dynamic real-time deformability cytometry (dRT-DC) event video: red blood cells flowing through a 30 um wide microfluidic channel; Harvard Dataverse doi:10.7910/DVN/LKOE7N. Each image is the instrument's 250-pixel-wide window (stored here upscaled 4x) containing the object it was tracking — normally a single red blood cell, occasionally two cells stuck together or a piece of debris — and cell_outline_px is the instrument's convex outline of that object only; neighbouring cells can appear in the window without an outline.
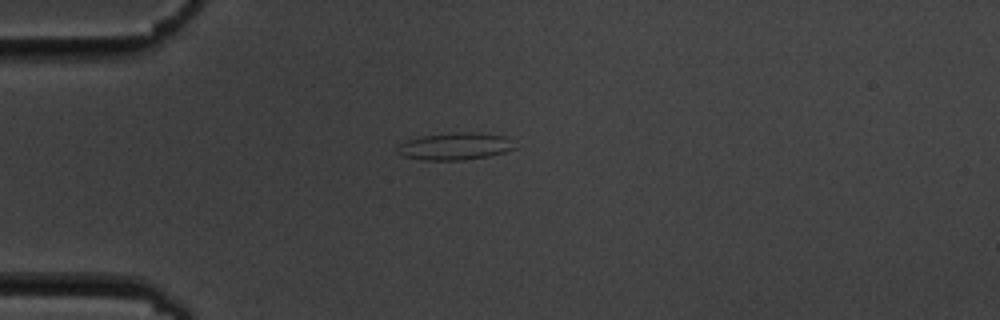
{"species": "common noctule bat (a hibernating species)", "species_latin": "Nyctalus noctula", "temperature_condition": "cold", "stored_images_in_passage": 12, "camera_frame_rate_fps": 3000, "um_per_image_px": 0.085, "animal": {"sex": "male", "body_mass_g": 19.5, "forearm_length_mm": 54.6}, "frame": {"image": 1, "passage_image": 1, "time_ms": 0.0, "image_size_px": [1000, 320], "cell_outline_px": [[516, 148], [504, 152], [488, 156], [464, 160], [424, 160], [404, 156], [396, 152], [396, 148], [400, 144], [408, 140], [424, 136], [452, 132], [472, 132], [504, 136]], "centroid_in_image_um": [38.64, 12.44], "position_along_channel_um": 46.4, "area_um2": 18.32}}
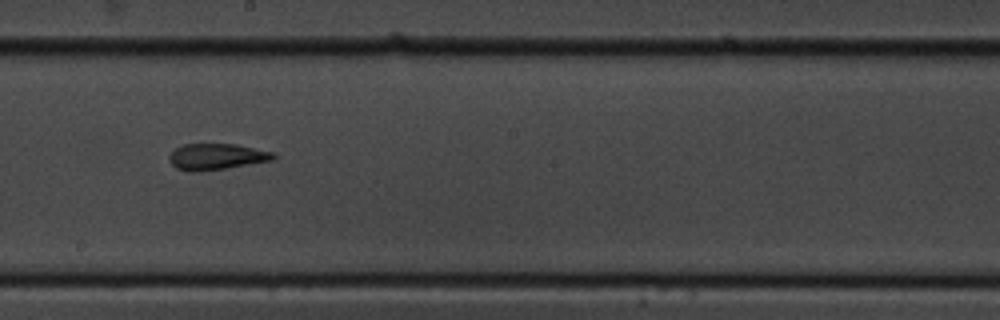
{"frame": {"image": 2, "passage_image": 6, "time_ms": 5.667, "image_size_px": [1000, 320], "cell_outline_px": [[276, 156], [272, 160], [228, 168], [200, 172], [188, 172], [176, 168], [168, 160], [168, 156], [176, 148], [184, 144], [236, 144], [276, 152]], "centroid_in_image_um": [18.41, 13.32], "position_along_channel_um": 229.8, "area_um2": 16.13}}
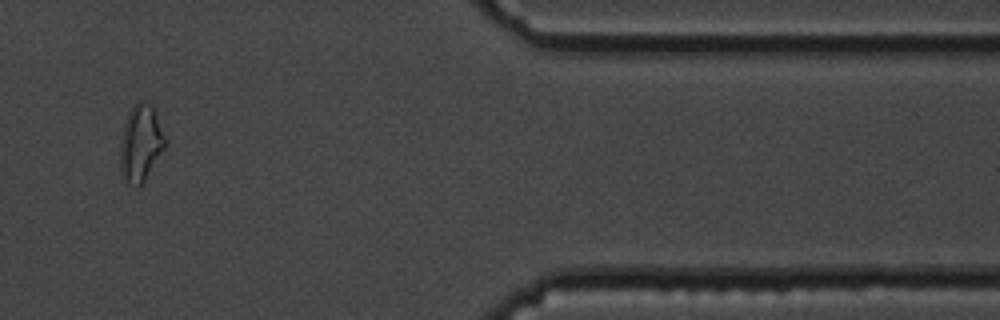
{"frame": {"image": 3, "passage_image": 10, "time_ms": 11.333, "image_size_px": [1000, 320], "cell_outline_px": [[168, 144], [140, 188], [136, 188], [124, 180], [120, 172], [120, 144], [124, 124], [128, 112], [132, 104], [136, 100], [144, 100], [152, 104], [168, 140]], "centroid_in_image_um": [11.98, 12.16], "position_along_channel_um": 399.4, "area_um2": 20.92}, "authors_computed_cell_mechanics": {"area_um2": 16.2996, "velocity_mm_per_s": 3.5753, "shape_relaxation_time_tau1_ms": 6.194, "shape_relaxation_time_tau2_ms": 1.332, "deformation_change_tau1": 0.2035, "deformation_change_tau2": 0.0941}}